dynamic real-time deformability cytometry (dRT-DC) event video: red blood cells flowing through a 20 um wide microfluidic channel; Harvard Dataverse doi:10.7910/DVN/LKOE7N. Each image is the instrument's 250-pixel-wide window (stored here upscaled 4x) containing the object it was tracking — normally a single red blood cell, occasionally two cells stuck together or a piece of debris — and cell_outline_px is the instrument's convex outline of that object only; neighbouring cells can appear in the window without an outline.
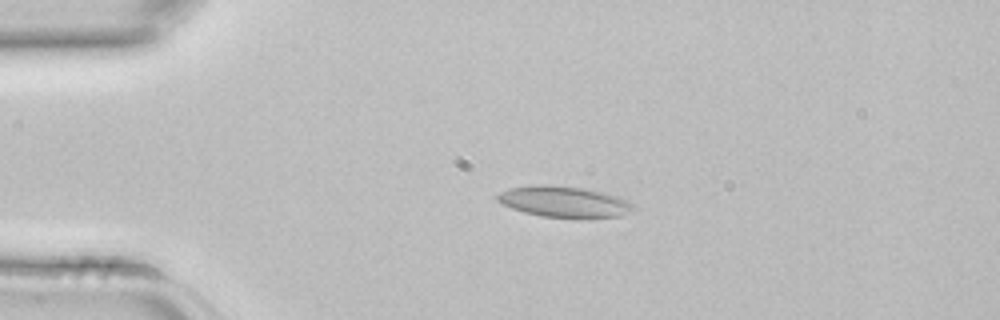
{"species": "common noctule bat (a hibernating species)", "species_latin": "Nyctalus noctula", "temperature_condition": "room temperature", "stored_images_in_passage": 4, "camera_frame_rate_fps": 3000, "um_per_image_px": 0.085, "animal": {"sex": "female", "body_mass_g": 22.7, "forearm_length_mm": 54.2}, "frame": {"image": 1, "passage_image": 3, "time_ms": 0.667, "image_size_px": [1000, 320], "cell_outline_px": [[636, 208], [620, 216], [544, 216], [524, 212], [512, 208], [496, 200], [496, 196], [500, 192], [508, 188], [536, 184], [548, 184], [584, 188], [604, 192], [628, 200]], "centroid_in_image_um": [47.91, 17.1], "position_along_channel_um": 37.1, "area_um2": 24.04}}